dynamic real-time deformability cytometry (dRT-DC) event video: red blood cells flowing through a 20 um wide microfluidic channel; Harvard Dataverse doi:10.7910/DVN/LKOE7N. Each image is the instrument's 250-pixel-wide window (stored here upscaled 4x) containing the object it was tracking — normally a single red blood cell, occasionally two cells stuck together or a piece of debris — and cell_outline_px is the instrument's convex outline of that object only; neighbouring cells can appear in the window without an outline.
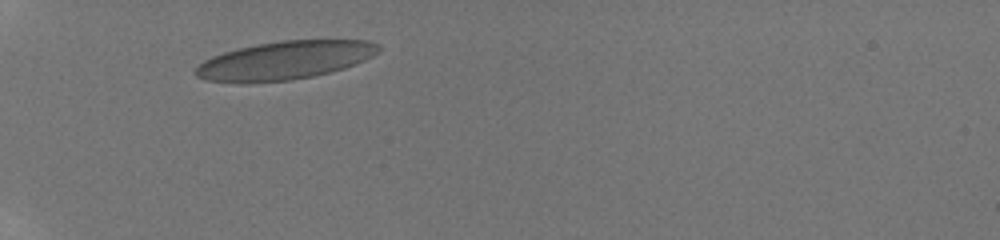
{"species": "human", "species_latin": "Homo sapiens", "temperature_condition": "room temperature", "stored_images_in_passage": 2, "camera_frame_rate_fps": 3000, "um_per_image_px": 0.085, "donor": {"sex": "male"}, "frame": {"image": 1, "passage_image": 1, "time_ms": 0.0, "image_size_px": [1000, 240], "cell_outline_px": [[380, 52], [356, 64], [344, 68], [312, 76], [292, 80], [248, 84], [240, 84], [204, 80], [196, 76], [196, 68], [204, 60], [212, 56], [224, 52], [256, 44], [280, 40], [368, 40], [380, 44]], "centroid_in_image_um": [24.2, 5.14], "position_along_channel_um": 60.8, "area_um2": 41.27}}